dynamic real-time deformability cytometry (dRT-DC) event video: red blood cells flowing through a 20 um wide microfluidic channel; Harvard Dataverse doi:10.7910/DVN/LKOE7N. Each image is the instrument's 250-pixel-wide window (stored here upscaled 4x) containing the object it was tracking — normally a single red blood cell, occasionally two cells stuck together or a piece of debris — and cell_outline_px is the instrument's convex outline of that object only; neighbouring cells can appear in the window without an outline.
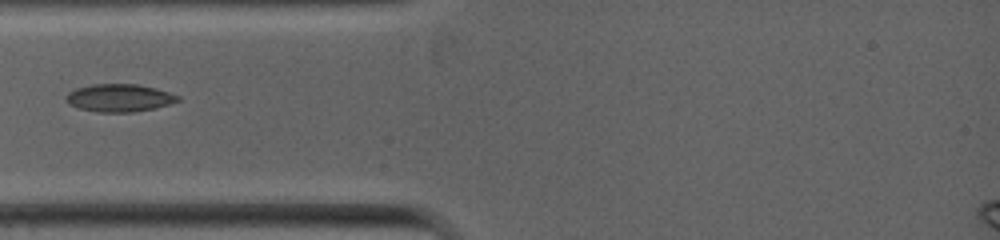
{"species": "common noctule bat (a hibernating species)", "species_latin": "Nyctalus noctula", "temperature_condition": "warm", "stored_images_in_passage": 6, "camera_frame_rate_fps": 5000, "um_per_image_px": 0.085, "animal": {"sex": "female", "body_mass_g": 19.0, "forearm_length_mm": 53.3}, "frame": {"image": 1, "passage_image": 4, "time_ms": 1.8, "image_size_px": [1000, 240], "cell_outline_px": [[180, 100], [156, 108], [132, 112], [96, 112], [80, 108], [68, 104], [64, 100], [68, 92], [76, 88], [92, 84], [136, 84], [156, 88], [180, 96]], "centroid_in_image_um": [10.12, 8.32], "position_along_channel_um": 74.9, "area_um2": 18.09}}
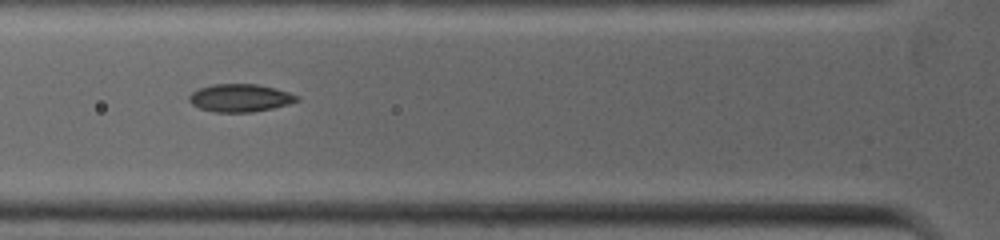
{"frame": {"image": 2, "passage_image": 5, "time_ms": 2.4, "image_size_px": [1000, 240], "cell_outline_px": [[300, 100], [288, 104], [272, 108], [252, 112], [212, 112], [200, 108], [192, 104], [188, 100], [188, 96], [192, 92], [200, 88], [216, 84], [256, 84], [288, 92], [300, 96]], "centroid_in_image_um": [20.4, 8.33], "position_along_channel_um": 105.4, "area_um2": 17.34}}
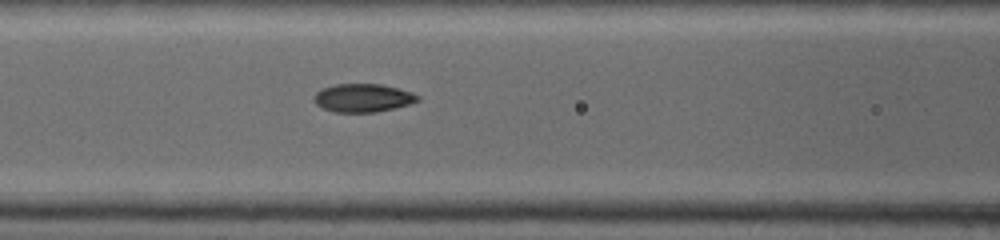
{"frame": {"image": 3, "passage_image": 6, "time_ms": 3.0, "image_size_px": [1000, 240], "cell_outline_px": [[420, 100], [408, 104], [376, 112], [332, 112], [320, 108], [312, 100], [316, 92], [324, 88], [336, 84], [380, 84], [412, 92], [420, 96]], "centroid_in_image_um": [30.81, 8.33], "position_along_channel_um": 135.8, "area_um2": 17.05}}